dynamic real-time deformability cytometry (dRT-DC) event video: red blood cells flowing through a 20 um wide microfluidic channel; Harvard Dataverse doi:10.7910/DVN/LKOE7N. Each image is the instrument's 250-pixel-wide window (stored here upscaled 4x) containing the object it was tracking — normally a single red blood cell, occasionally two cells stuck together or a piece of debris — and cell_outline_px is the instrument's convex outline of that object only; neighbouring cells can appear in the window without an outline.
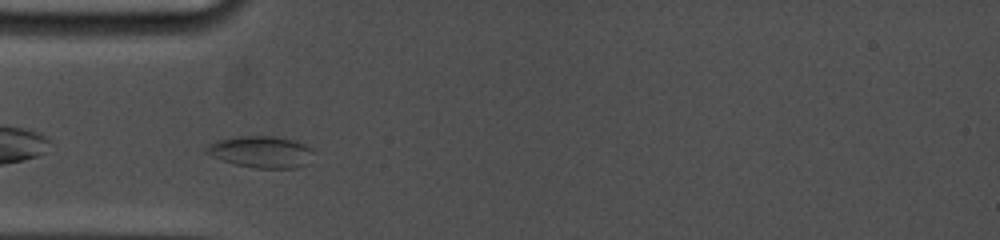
{"species": "common noctule bat (a hibernating species)", "species_latin": "Nyctalus noctula", "temperature_condition": "cold", "stored_images_in_passage": 29, "camera_frame_rate_fps": 5000, "um_per_image_px": 0.085, "animal": {"sex": "female", "body_mass_g": 19.0, "forearm_length_mm": 53.3}, "frame": {"image": 1, "passage_image": 3, "time_ms": 0.8, "image_size_px": [1000, 240], "cell_outline_px": [[312, 152], [308, 164], [296, 168], [256, 168], [236, 164], [212, 156], [204, 152], [204, 148], [216, 140], [240, 136], [272, 136], [292, 140], [304, 144], [312, 148]], "centroid_in_image_um": [22.19, 12.91], "position_along_channel_um": 62.8, "area_um2": 19.59}}
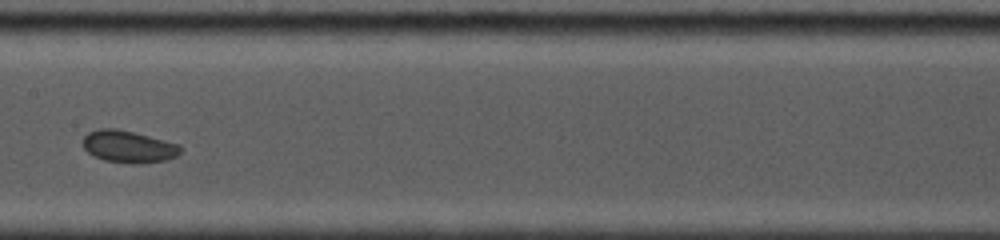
{"frame": {"image": 2, "passage_image": 12, "time_ms": 4.4, "image_size_px": [1000, 240], "cell_outline_px": [[184, 148], [176, 156], [164, 160], [132, 164], [104, 160], [92, 156], [84, 148], [84, 136], [88, 132], [100, 128], [116, 128], [180, 144]], "centroid_in_image_um": [10.92, 12.46], "position_along_channel_um": 196.5, "area_um2": 18.15}}
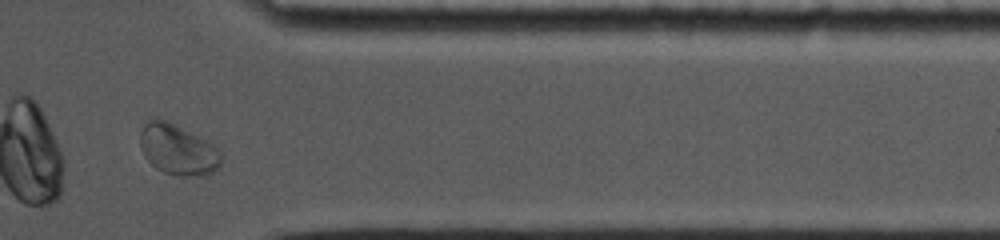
{"frame": {"image": 3, "passage_image": 25, "time_ms": 9.8, "image_size_px": [1000, 240], "cell_outline_px": [[220, 164], [212, 172], [204, 176], [176, 176], [164, 172], [156, 168], [144, 156], [140, 144], [140, 132], [144, 124], [148, 120], [164, 120], [212, 144], [220, 152]], "centroid_in_image_um": [15.08, 12.76], "position_along_channel_um": 396.3, "area_um2": 23.24}, "authors_computed_cell_mechanics": {"area_um2": 18.6116, "velocity_mm_per_s": 3.7283, "shape_relaxation_time_tau1_ms": null, "shape_relaxation_time_tau2_ms": 1.5645, "deformation_change_tau1": null, "deformation_change_tau2": 0.053}}